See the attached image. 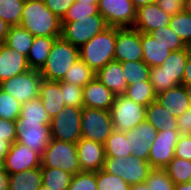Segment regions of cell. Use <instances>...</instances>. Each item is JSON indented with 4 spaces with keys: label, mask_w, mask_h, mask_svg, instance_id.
Returning <instances> with one entry per match:
<instances>
[{
    "label": "cell",
    "mask_w": 191,
    "mask_h": 190,
    "mask_svg": "<svg viewBox=\"0 0 191 190\" xmlns=\"http://www.w3.org/2000/svg\"><path fill=\"white\" fill-rule=\"evenodd\" d=\"M19 25L34 37L58 38L62 35L61 18L47 8L43 0H25Z\"/></svg>",
    "instance_id": "1"
},
{
    "label": "cell",
    "mask_w": 191,
    "mask_h": 190,
    "mask_svg": "<svg viewBox=\"0 0 191 190\" xmlns=\"http://www.w3.org/2000/svg\"><path fill=\"white\" fill-rule=\"evenodd\" d=\"M190 56L188 47L172 51L161 66L150 68V83L156 94L182 85L186 62Z\"/></svg>",
    "instance_id": "2"
},
{
    "label": "cell",
    "mask_w": 191,
    "mask_h": 190,
    "mask_svg": "<svg viewBox=\"0 0 191 190\" xmlns=\"http://www.w3.org/2000/svg\"><path fill=\"white\" fill-rule=\"evenodd\" d=\"M117 27H108L79 48L80 59L95 73L114 60Z\"/></svg>",
    "instance_id": "3"
},
{
    "label": "cell",
    "mask_w": 191,
    "mask_h": 190,
    "mask_svg": "<svg viewBox=\"0 0 191 190\" xmlns=\"http://www.w3.org/2000/svg\"><path fill=\"white\" fill-rule=\"evenodd\" d=\"M79 59V48L61 36L55 39L48 59L39 72L43 79L61 81Z\"/></svg>",
    "instance_id": "4"
},
{
    "label": "cell",
    "mask_w": 191,
    "mask_h": 190,
    "mask_svg": "<svg viewBox=\"0 0 191 190\" xmlns=\"http://www.w3.org/2000/svg\"><path fill=\"white\" fill-rule=\"evenodd\" d=\"M41 168H57L70 174L82 172L76 143L51 138L41 155Z\"/></svg>",
    "instance_id": "5"
},
{
    "label": "cell",
    "mask_w": 191,
    "mask_h": 190,
    "mask_svg": "<svg viewBox=\"0 0 191 190\" xmlns=\"http://www.w3.org/2000/svg\"><path fill=\"white\" fill-rule=\"evenodd\" d=\"M153 168L148 161L130 155L124 157H106L104 168L107 173L120 176L130 186L145 183Z\"/></svg>",
    "instance_id": "6"
},
{
    "label": "cell",
    "mask_w": 191,
    "mask_h": 190,
    "mask_svg": "<svg viewBox=\"0 0 191 190\" xmlns=\"http://www.w3.org/2000/svg\"><path fill=\"white\" fill-rule=\"evenodd\" d=\"M61 24V36L77 48H81L96 34L103 32L109 27L101 15L76 18V21L61 22Z\"/></svg>",
    "instance_id": "7"
},
{
    "label": "cell",
    "mask_w": 191,
    "mask_h": 190,
    "mask_svg": "<svg viewBox=\"0 0 191 190\" xmlns=\"http://www.w3.org/2000/svg\"><path fill=\"white\" fill-rule=\"evenodd\" d=\"M80 124L82 138L103 145L114 130L111 113L108 110L83 107Z\"/></svg>",
    "instance_id": "8"
},
{
    "label": "cell",
    "mask_w": 191,
    "mask_h": 190,
    "mask_svg": "<svg viewBox=\"0 0 191 190\" xmlns=\"http://www.w3.org/2000/svg\"><path fill=\"white\" fill-rule=\"evenodd\" d=\"M110 113L113 129L125 132L145 121L146 106L135 103L123 94L115 97Z\"/></svg>",
    "instance_id": "9"
},
{
    "label": "cell",
    "mask_w": 191,
    "mask_h": 190,
    "mask_svg": "<svg viewBox=\"0 0 191 190\" xmlns=\"http://www.w3.org/2000/svg\"><path fill=\"white\" fill-rule=\"evenodd\" d=\"M81 108L65 106L51 118V138L77 143L81 138Z\"/></svg>",
    "instance_id": "10"
},
{
    "label": "cell",
    "mask_w": 191,
    "mask_h": 190,
    "mask_svg": "<svg viewBox=\"0 0 191 190\" xmlns=\"http://www.w3.org/2000/svg\"><path fill=\"white\" fill-rule=\"evenodd\" d=\"M43 81L37 70H28L0 83V88L21 104L39 97L40 85Z\"/></svg>",
    "instance_id": "11"
},
{
    "label": "cell",
    "mask_w": 191,
    "mask_h": 190,
    "mask_svg": "<svg viewBox=\"0 0 191 190\" xmlns=\"http://www.w3.org/2000/svg\"><path fill=\"white\" fill-rule=\"evenodd\" d=\"M99 13L110 27H133L137 9L131 0H99Z\"/></svg>",
    "instance_id": "12"
},
{
    "label": "cell",
    "mask_w": 191,
    "mask_h": 190,
    "mask_svg": "<svg viewBox=\"0 0 191 190\" xmlns=\"http://www.w3.org/2000/svg\"><path fill=\"white\" fill-rule=\"evenodd\" d=\"M16 128V142L30 147L42 155L51 140L50 124L23 122V118L19 116L16 119Z\"/></svg>",
    "instance_id": "13"
},
{
    "label": "cell",
    "mask_w": 191,
    "mask_h": 190,
    "mask_svg": "<svg viewBox=\"0 0 191 190\" xmlns=\"http://www.w3.org/2000/svg\"><path fill=\"white\" fill-rule=\"evenodd\" d=\"M114 60L119 62L143 61L140 31L133 27H117Z\"/></svg>",
    "instance_id": "14"
},
{
    "label": "cell",
    "mask_w": 191,
    "mask_h": 190,
    "mask_svg": "<svg viewBox=\"0 0 191 190\" xmlns=\"http://www.w3.org/2000/svg\"><path fill=\"white\" fill-rule=\"evenodd\" d=\"M181 135L178 130L158 131L149 152L148 163L152 168L164 169L175 157V147Z\"/></svg>",
    "instance_id": "15"
},
{
    "label": "cell",
    "mask_w": 191,
    "mask_h": 190,
    "mask_svg": "<svg viewBox=\"0 0 191 190\" xmlns=\"http://www.w3.org/2000/svg\"><path fill=\"white\" fill-rule=\"evenodd\" d=\"M39 167H41L40 153L19 142H14L10 145L9 152L3 163V168L9 174Z\"/></svg>",
    "instance_id": "16"
},
{
    "label": "cell",
    "mask_w": 191,
    "mask_h": 190,
    "mask_svg": "<svg viewBox=\"0 0 191 190\" xmlns=\"http://www.w3.org/2000/svg\"><path fill=\"white\" fill-rule=\"evenodd\" d=\"M157 132L146 120L139 123L135 128L125 131V135H129L131 155L148 161L150 148Z\"/></svg>",
    "instance_id": "17"
},
{
    "label": "cell",
    "mask_w": 191,
    "mask_h": 190,
    "mask_svg": "<svg viewBox=\"0 0 191 190\" xmlns=\"http://www.w3.org/2000/svg\"><path fill=\"white\" fill-rule=\"evenodd\" d=\"M76 146L82 172H97L104 168L106 157L103 144L81 138Z\"/></svg>",
    "instance_id": "18"
},
{
    "label": "cell",
    "mask_w": 191,
    "mask_h": 190,
    "mask_svg": "<svg viewBox=\"0 0 191 190\" xmlns=\"http://www.w3.org/2000/svg\"><path fill=\"white\" fill-rule=\"evenodd\" d=\"M171 16L162 11L156 2L139 7L133 28L141 33L149 34L158 28L168 26Z\"/></svg>",
    "instance_id": "19"
},
{
    "label": "cell",
    "mask_w": 191,
    "mask_h": 190,
    "mask_svg": "<svg viewBox=\"0 0 191 190\" xmlns=\"http://www.w3.org/2000/svg\"><path fill=\"white\" fill-rule=\"evenodd\" d=\"M30 70L27 57L0 44V83Z\"/></svg>",
    "instance_id": "20"
},
{
    "label": "cell",
    "mask_w": 191,
    "mask_h": 190,
    "mask_svg": "<svg viewBox=\"0 0 191 190\" xmlns=\"http://www.w3.org/2000/svg\"><path fill=\"white\" fill-rule=\"evenodd\" d=\"M116 95L97 78L83 87L84 107L110 111Z\"/></svg>",
    "instance_id": "21"
},
{
    "label": "cell",
    "mask_w": 191,
    "mask_h": 190,
    "mask_svg": "<svg viewBox=\"0 0 191 190\" xmlns=\"http://www.w3.org/2000/svg\"><path fill=\"white\" fill-rule=\"evenodd\" d=\"M95 78L104 84L116 96L123 95L127 89V82L121 62L113 60L96 72Z\"/></svg>",
    "instance_id": "22"
},
{
    "label": "cell",
    "mask_w": 191,
    "mask_h": 190,
    "mask_svg": "<svg viewBox=\"0 0 191 190\" xmlns=\"http://www.w3.org/2000/svg\"><path fill=\"white\" fill-rule=\"evenodd\" d=\"M39 98L50 118H53L66 106L63 101L61 81L43 79L40 85Z\"/></svg>",
    "instance_id": "23"
},
{
    "label": "cell",
    "mask_w": 191,
    "mask_h": 190,
    "mask_svg": "<svg viewBox=\"0 0 191 190\" xmlns=\"http://www.w3.org/2000/svg\"><path fill=\"white\" fill-rule=\"evenodd\" d=\"M156 101L164 108L170 109L175 117L181 116L190 109L189 98L184 85L160 92L157 94Z\"/></svg>",
    "instance_id": "24"
},
{
    "label": "cell",
    "mask_w": 191,
    "mask_h": 190,
    "mask_svg": "<svg viewBox=\"0 0 191 190\" xmlns=\"http://www.w3.org/2000/svg\"><path fill=\"white\" fill-rule=\"evenodd\" d=\"M145 120L157 131L177 130V117L156 100L146 107Z\"/></svg>",
    "instance_id": "25"
},
{
    "label": "cell",
    "mask_w": 191,
    "mask_h": 190,
    "mask_svg": "<svg viewBox=\"0 0 191 190\" xmlns=\"http://www.w3.org/2000/svg\"><path fill=\"white\" fill-rule=\"evenodd\" d=\"M141 46L143 49V61L150 68L161 66L172 52L145 33H141Z\"/></svg>",
    "instance_id": "26"
},
{
    "label": "cell",
    "mask_w": 191,
    "mask_h": 190,
    "mask_svg": "<svg viewBox=\"0 0 191 190\" xmlns=\"http://www.w3.org/2000/svg\"><path fill=\"white\" fill-rule=\"evenodd\" d=\"M55 39L51 37H34L27 56L30 69L40 71L44 67Z\"/></svg>",
    "instance_id": "27"
},
{
    "label": "cell",
    "mask_w": 191,
    "mask_h": 190,
    "mask_svg": "<svg viewBox=\"0 0 191 190\" xmlns=\"http://www.w3.org/2000/svg\"><path fill=\"white\" fill-rule=\"evenodd\" d=\"M41 185V167L9 174V190H37Z\"/></svg>",
    "instance_id": "28"
},
{
    "label": "cell",
    "mask_w": 191,
    "mask_h": 190,
    "mask_svg": "<svg viewBox=\"0 0 191 190\" xmlns=\"http://www.w3.org/2000/svg\"><path fill=\"white\" fill-rule=\"evenodd\" d=\"M33 41L32 34L22 26L16 25L10 26L4 44L27 57Z\"/></svg>",
    "instance_id": "29"
},
{
    "label": "cell",
    "mask_w": 191,
    "mask_h": 190,
    "mask_svg": "<svg viewBox=\"0 0 191 190\" xmlns=\"http://www.w3.org/2000/svg\"><path fill=\"white\" fill-rule=\"evenodd\" d=\"M105 157H124L131 155L129 135L125 132L113 130L104 144Z\"/></svg>",
    "instance_id": "30"
},
{
    "label": "cell",
    "mask_w": 191,
    "mask_h": 190,
    "mask_svg": "<svg viewBox=\"0 0 191 190\" xmlns=\"http://www.w3.org/2000/svg\"><path fill=\"white\" fill-rule=\"evenodd\" d=\"M42 184L51 190H67L73 174L57 168H41Z\"/></svg>",
    "instance_id": "31"
},
{
    "label": "cell",
    "mask_w": 191,
    "mask_h": 190,
    "mask_svg": "<svg viewBox=\"0 0 191 190\" xmlns=\"http://www.w3.org/2000/svg\"><path fill=\"white\" fill-rule=\"evenodd\" d=\"M20 116L23 118V122H41V124H51V118L44 109L39 97L23 103L21 106Z\"/></svg>",
    "instance_id": "32"
},
{
    "label": "cell",
    "mask_w": 191,
    "mask_h": 190,
    "mask_svg": "<svg viewBox=\"0 0 191 190\" xmlns=\"http://www.w3.org/2000/svg\"><path fill=\"white\" fill-rule=\"evenodd\" d=\"M124 95L133 100L135 103L146 107L154 102L157 97L150 81L139 82L127 86Z\"/></svg>",
    "instance_id": "33"
},
{
    "label": "cell",
    "mask_w": 191,
    "mask_h": 190,
    "mask_svg": "<svg viewBox=\"0 0 191 190\" xmlns=\"http://www.w3.org/2000/svg\"><path fill=\"white\" fill-rule=\"evenodd\" d=\"M127 86L139 82L150 81V67L144 61L121 62Z\"/></svg>",
    "instance_id": "34"
},
{
    "label": "cell",
    "mask_w": 191,
    "mask_h": 190,
    "mask_svg": "<svg viewBox=\"0 0 191 190\" xmlns=\"http://www.w3.org/2000/svg\"><path fill=\"white\" fill-rule=\"evenodd\" d=\"M174 184L191 182V161L174 157L164 168Z\"/></svg>",
    "instance_id": "35"
},
{
    "label": "cell",
    "mask_w": 191,
    "mask_h": 190,
    "mask_svg": "<svg viewBox=\"0 0 191 190\" xmlns=\"http://www.w3.org/2000/svg\"><path fill=\"white\" fill-rule=\"evenodd\" d=\"M95 75L96 73L79 59L61 81L84 87L95 78Z\"/></svg>",
    "instance_id": "36"
},
{
    "label": "cell",
    "mask_w": 191,
    "mask_h": 190,
    "mask_svg": "<svg viewBox=\"0 0 191 190\" xmlns=\"http://www.w3.org/2000/svg\"><path fill=\"white\" fill-rule=\"evenodd\" d=\"M25 0H0V18L9 26L19 25Z\"/></svg>",
    "instance_id": "37"
},
{
    "label": "cell",
    "mask_w": 191,
    "mask_h": 190,
    "mask_svg": "<svg viewBox=\"0 0 191 190\" xmlns=\"http://www.w3.org/2000/svg\"><path fill=\"white\" fill-rule=\"evenodd\" d=\"M149 35L158 43L166 46L170 51L183 50L187 48V45L177 34H175L169 25L151 31Z\"/></svg>",
    "instance_id": "38"
},
{
    "label": "cell",
    "mask_w": 191,
    "mask_h": 190,
    "mask_svg": "<svg viewBox=\"0 0 191 190\" xmlns=\"http://www.w3.org/2000/svg\"><path fill=\"white\" fill-rule=\"evenodd\" d=\"M169 27L173 29L181 40L188 46L191 42V14L184 10L171 16Z\"/></svg>",
    "instance_id": "39"
},
{
    "label": "cell",
    "mask_w": 191,
    "mask_h": 190,
    "mask_svg": "<svg viewBox=\"0 0 191 190\" xmlns=\"http://www.w3.org/2000/svg\"><path fill=\"white\" fill-rule=\"evenodd\" d=\"M98 190H130L131 186L120 176L107 173L101 169L96 172Z\"/></svg>",
    "instance_id": "40"
},
{
    "label": "cell",
    "mask_w": 191,
    "mask_h": 190,
    "mask_svg": "<svg viewBox=\"0 0 191 190\" xmlns=\"http://www.w3.org/2000/svg\"><path fill=\"white\" fill-rule=\"evenodd\" d=\"M22 104L0 88V118L16 121Z\"/></svg>",
    "instance_id": "41"
},
{
    "label": "cell",
    "mask_w": 191,
    "mask_h": 190,
    "mask_svg": "<svg viewBox=\"0 0 191 190\" xmlns=\"http://www.w3.org/2000/svg\"><path fill=\"white\" fill-rule=\"evenodd\" d=\"M90 15H100L98 4L75 1L61 19V22H73L76 21V18Z\"/></svg>",
    "instance_id": "42"
},
{
    "label": "cell",
    "mask_w": 191,
    "mask_h": 190,
    "mask_svg": "<svg viewBox=\"0 0 191 190\" xmlns=\"http://www.w3.org/2000/svg\"><path fill=\"white\" fill-rule=\"evenodd\" d=\"M145 183L149 190H175V184L165 169L153 168Z\"/></svg>",
    "instance_id": "43"
},
{
    "label": "cell",
    "mask_w": 191,
    "mask_h": 190,
    "mask_svg": "<svg viewBox=\"0 0 191 190\" xmlns=\"http://www.w3.org/2000/svg\"><path fill=\"white\" fill-rule=\"evenodd\" d=\"M61 90L65 105L81 109L84 107L83 87L61 81Z\"/></svg>",
    "instance_id": "44"
},
{
    "label": "cell",
    "mask_w": 191,
    "mask_h": 190,
    "mask_svg": "<svg viewBox=\"0 0 191 190\" xmlns=\"http://www.w3.org/2000/svg\"><path fill=\"white\" fill-rule=\"evenodd\" d=\"M67 190H98L96 172H80L73 175Z\"/></svg>",
    "instance_id": "45"
},
{
    "label": "cell",
    "mask_w": 191,
    "mask_h": 190,
    "mask_svg": "<svg viewBox=\"0 0 191 190\" xmlns=\"http://www.w3.org/2000/svg\"><path fill=\"white\" fill-rule=\"evenodd\" d=\"M0 138H4L10 144L16 142L17 139L16 121L0 118Z\"/></svg>",
    "instance_id": "46"
},
{
    "label": "cell",
    "mask_w": 191,
    "mask_h": 190,
    "mask_svg": "<svg viewBox=\"0 0 191 190\" xmlns=\"http://www.w3.org/2000/svg\"><path fill=\"white\" fill-rule=\"evenodd\" d=\"M47 8H49L59 18H63L68 9L76 0H43Z\"/></svg>",
    "instance_id": "47"
},
{
    "label": "cell",
    "mask_w": 191,
    "mask_h": 190,
    "mask_svg": "<svg viewBox=\"0 0 191 190\" xmlns=\"http://www.w3.org/2000/svg\"><path fill=\"white\" fill-rule=\"evenodd\" d=\"M175 157L191 161V135H181L175 147Z\"/></svg>",
    "instance_id": "48"
},
{
    "label": "cell",
    "mask_w": 191,
    "mask_h": 190,
    "mask_svg": "<svg viewBox=\"0 0 191 190\" xmlns=\"http://www.w3.org/2000/svg\"><path fill=\"white\" fill-rule=\"evenodd\" d=\"M158 7L167 15L174 16L183 11V2L181 0H156Z\"/></svg>",
    "instance_id": "49"
},
{
    "label": "cell",
    "mask_w": 191,
    "mask_h": 190,
    "mask_svg": "<svg viewBox=\"0 0 191 190\" xmlns=\"http://www.w3.org/2000/svg\"><path fill=\"white\" fill-rule=\"evenodd\" d=\"M177 130L180 135H191V108L177 117Z\"/></svg>",
    "instance_id": "50"
},
{
    "label": "cell",
    "mask_w": 191,
    "mask_h": 190,
    "mask_svg": "<svg viewBox=\"0 0 191 190\" xmlns=\"http://www.w3.org/2000/svg\"><path fill=\"white\" fill-rule=\"evenodd\" d=\"M0 190H9V173L4 168L0 170Z\"/></svg>",
    "instance_id": "51"
},
{
    "label": "cell",
    "mask_w": 191,
    "mask_h": 190,
    "mask_svg": "<svg viewBox=\"0 0 191 190\" xmlns=\"http://www.w3.org/2000/svg\"><path fill=\"white\" fill-rule=\"evenodd\" d=\"M10 143L4 138H0V161L4 163L5 157L9 152Z\"/></svg>",
    "instance_id": "52"
},
{
    "label": "cell",
    "mask_w": 191,
    "mask_h": 190,
    "mask_svg": "<svg viewBox=\"0 0 191 190\" xmlns=\"http://www.w3.org/2000/svg\"><path fill=\"white\" fill-rule=\"evenodd\" d=\"M182 84H191V55L188 57L186 62Z\"/></svg>",
    "instance_id": "53"
},
{
    "label": "cell",
    "mask_w": 191,
    "mask_h": 190,
    "mask_svg": "<svg viewBox=\"0 0 191 190\" xmlns=\"http://www.w3.org/2000/svg\"><path fill=\"white\" fill-rule=\"evenodd\" d=\"M10 26L0 18V44L5 42Z\"/></svg>",
    "instance_id": "54"
},
{
    "label": "cell",
    "mask_w": 191,
    "mask_h": 190,
    "mask_svg": "<svg viewBox=\"0 0 191 190\" xmlns=\"http://www.w3.org/2000/svg\"><path fill=\"white\" fill-rule=\"evenodd\" d=\"M131 2L134 5V7L138 9L139 7L156 2V0H131Z\"/></svg>",
    "instance_id": "55"
},
{
    "label": "cell",
    "mask_w": 191,
    "mask_h": 190,
    "mask_svg": "<svg viewBox=\"0 0 191 190\" xmlns=\"http://www.w3.org/2000/svg\"><path fill=\"white\" fill-rule=\"evenodd\" d=\"M175 190H191V182L175 184Z\"/></svg>",
    "instance_id": "56"
},
{
    "label": "cell",
    "mask_w": 191,
    "mask_h": 190,
    "mask_svg": "<svg viewBox=\"0 0 191 190\" xmlns=\"http://www.w3.org/2000/svg\"><path fill=\"white\" fill-rule=\"evenodd\" d=\"M130 190H149V188L146 183H140L131 185Z\"/></svg>",
    "instance_id": "57"
},
{
    "label": "cell",
    "mask_w": 191,
    "mask_h": 190,
    "mask_svg": "<svg viewBox=\"0 0 191 190\" xmlns=\"http://www.w3.org/2000/svg\"><path fill=\"white\" fill-rule=\"evenodd\" d=\"M183 10L191 14V0H185L183 4Z\"/></svg>",
    "instance_id": "58"
},
{
    "label": "cell",
    "mask_w": 191,
    "mask_h": 190,
    "mask_svg": "<svg viewBox=\"0 0 191 190\" xmlns=\"http://www.w3.org/2000/svg\"><path fill=\"white\" fill-rule=\"evenodd\" d=\"M185 87V90L187 92V96L189 98V104H190V108H191V84H182Z\"/></svg>",
    "instance_id": "59"
},
{
    "label": "cell",
    "mask_w": 191,
    "mask_h": 190,
    "mask_svg": "<svg viewBox=\"0 0 191 190\" xmlns=\"http://www.w3.org/2000/svg\"><path fill=\"white\" fill-rule=\"evenodd\" d=\"M78 2H85V3H91V4H98L99 0H76Z\"/></svg>",
    "instance_id": "60"
},
{
    "label": "cell",
    "mask_w": 191,
    "mask_h": 190,
    "mask_svg": "<svg viewBox=\"0 0 191 190\" xmlns=\"http://www.w3.org/2000/svg\"><path fill=\"white\" fill-rule=\"evenodd\" d=\"M37 190H51V189L42 184Z\"/></svg>",
    "instance_id": "61"
},
{
    "label": "cell",
    "mask_w": 191,
    "mask_h": 190,
    "mask_svg": "<svg viewBox=\"0 0 191 190\" xmlns=\"http://www.w3.org/2000/svg\"><path fill=\"white\" fill-rule=\"evenodd\" d=\"M187 47H188L189 53L191 55V42L189 43V45Z\"/></svg>",
    "instance_id": "62"
},
{
    "label": "cell",
    "mask_w": 191,
    "mask_h": 190,
    "mask_svg": "<svg viewBox=\"0 0 191 190\" xmlns=\"http://www.w3.org/2000/svg\"><path fill=\"white\" fill-rule=\"evenodd\" d=\"M3 168V163L0 161V170Z\"/></svg>",
    "instance_id": "63"
}]
</instances>
